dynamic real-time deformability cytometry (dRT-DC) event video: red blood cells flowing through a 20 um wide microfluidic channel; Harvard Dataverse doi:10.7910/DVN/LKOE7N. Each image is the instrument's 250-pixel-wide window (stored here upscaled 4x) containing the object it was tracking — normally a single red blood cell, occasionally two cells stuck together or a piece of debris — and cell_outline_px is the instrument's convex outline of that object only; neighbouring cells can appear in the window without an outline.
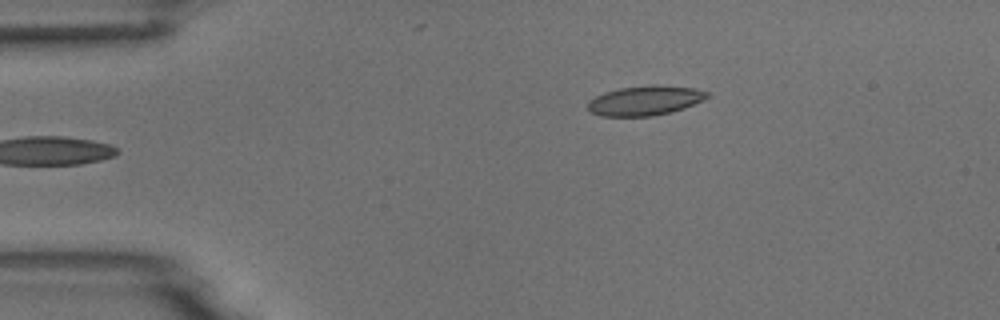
{"species": "common noctule bat (a hibernating species)", "species_latin": "Nyctalus noctula", "temperature_condition": "room temperature", "stored_images_in_passage": 5, "camera_frame_rate_fps": 3000, "um_per_image_px": 0.085, "animal": {"sex": "male", "body_mass_g": 18.8}, "frame": {"image": 1, "passage_image": 1, "time_ms": 0.0, "image_size_px": [1000, 320], "cell_outline_px": [[708, 96], [684, 108], [672, 112], [652, 116], [600, 116], [588, 112], [588, 100], [604, 92], [620, 88], [652, 84], [656, 84], [692, 88], [708, 92]], "centroid_in_image_um": [54.76, 8.55], "position_along_channel_um": 30.2, "area_um2": 20.58}}
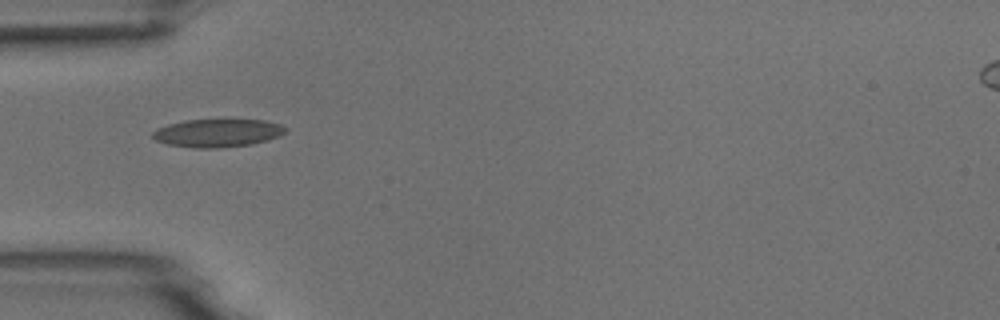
{"frame": {"image": 2, "passage_image": 3, "time_ms": 0.667, "image_size_px": [1000, 320], "cell_outline_px": [[288, 128], [280, 136], [268, 140], [252, 144], [220, 148], [196, 148], [168, 144], [156, 140], [152, 136], [152, 132], [156, 128], [168, 124], [184, 120], [264, 120], [280, 124]], "centroid_in_image_um": [18.49, 11.3], "position_along_channel_um": 66.5, "area_um2": 21.73}}